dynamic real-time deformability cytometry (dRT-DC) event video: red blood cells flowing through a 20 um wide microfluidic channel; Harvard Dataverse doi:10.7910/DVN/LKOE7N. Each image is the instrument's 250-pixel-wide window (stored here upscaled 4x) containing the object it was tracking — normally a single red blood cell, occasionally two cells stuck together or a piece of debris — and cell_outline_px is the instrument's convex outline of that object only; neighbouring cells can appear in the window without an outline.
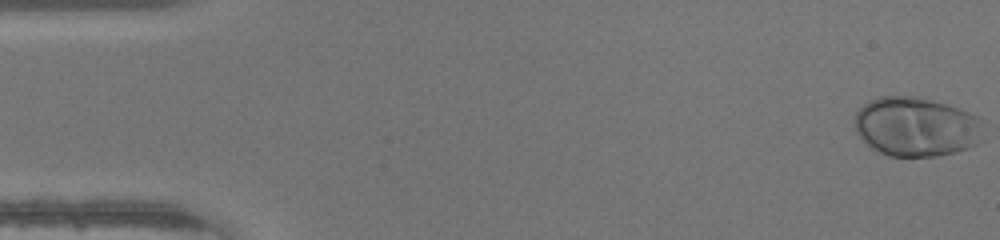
{"species": "human", "species_latin": "Homo sapiens", "temperature_condition": "warm", "stored_images_in_passage": 47, "camera_frame_rate_fps": 3000, "um_per_image_px": 0.085, "donor": {"sex": "male"}, "frame": {"image": 1, "passage_image": 1, "time_ms": 0.0, "image_size_px": [1000, 240], "cell_outline_px": [[980, 120], [976, 144], [968, 148], [956, 152], [936, 156], [888, 156], [872, 148], [856, 132], [856, 112], [868, 100], [880, 96], [912, 96], [932, 100], [948, 104], [968, 112], [976, 116]], "centroid_in_image_um": [77.82, 10.76], "position_along_channel_um": 7.2, "area_um2": 43.93}}
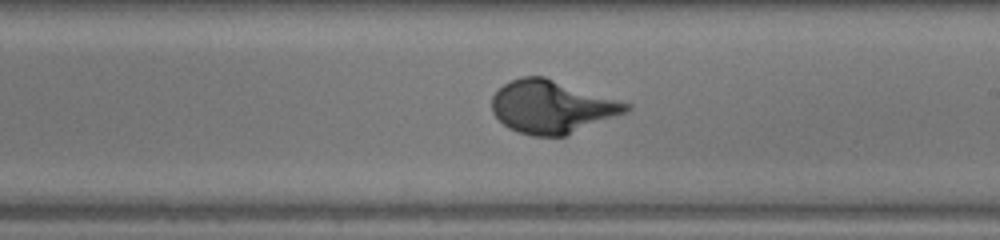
{"frame": {"image": 2, "passage_image": 27, "time_ms": 8.667, "image_size_px": [1000, 240], "cell_outline_px": [[632, 108], [628, 112], [564, 136], [532, 136], [508, 128], [492, 112], [492, 96], [504, 84], [520, 76], [544, 76], [632, 104]], "centroid_in_image_um": [46.93, 9.07], "position_along_channel_um": 242.1, "area_um2": 41.27}}
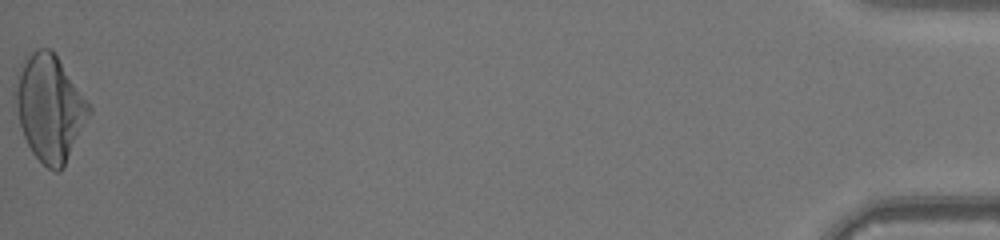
{"frame": {"image": 3, "passage_image": 47, "time_ms": 15.333, "image_size_px": [1000, 240], "cell_outline_px": [[92, 112], [64, 168], [60, 172], [56, 172], [48, 168], [32, 152], [24, 136], [20, 124], [12, 92], [12, 88], [20, 64], [28, 52], [36, 48], [52, 48], [92, 104]], "centroid_in_image_um": [4.23, 9.12], "position_along_channel_um": 431.0, "area_um2": 46.7}}